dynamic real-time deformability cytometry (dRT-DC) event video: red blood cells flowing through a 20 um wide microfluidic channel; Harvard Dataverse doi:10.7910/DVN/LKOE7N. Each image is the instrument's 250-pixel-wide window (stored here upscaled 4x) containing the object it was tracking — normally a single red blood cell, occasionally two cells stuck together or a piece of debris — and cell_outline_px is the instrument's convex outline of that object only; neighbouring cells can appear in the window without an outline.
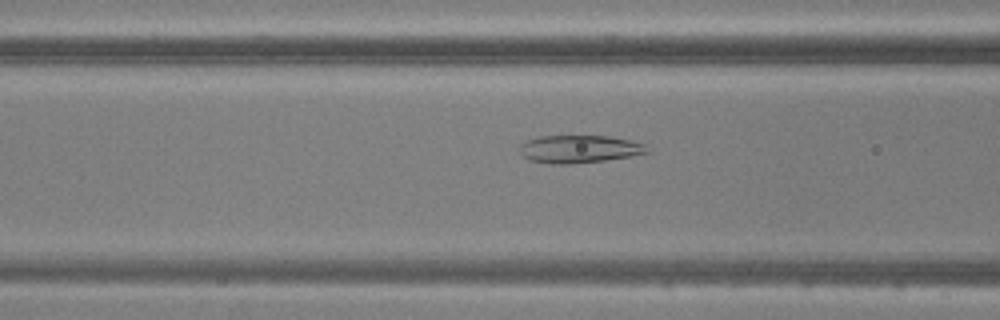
{"species": "common noctule bat (a hibernating species)", "species_latin": "Nyctalus noctula", "temperature_condition": "warm", "stored_images_in_passage": 43, "camera_frame_rate_fps": 3000, "um_per_image_px": 0.085, "animal": {"sex": "male", "body_mass_g": 20.5, "forearm_length_mm": 52.5}, "frame": {"image": 1, "passage_image": 13, "time_ms": 4.0, "image_size_px": [1000, 320], "cell_outline_px": [[648, 152], [632, 156], [604, 160], [568, 164], [552, 164], [528, 160], [520, 152], [520, 144], [528, 140], [540, 136], [608, 136], [628, 140], [644, 144]], "centroid_in_image_um": [49.19, 12.67], "position_along_channel_um": 117.4, "area_um2": 20.35}}
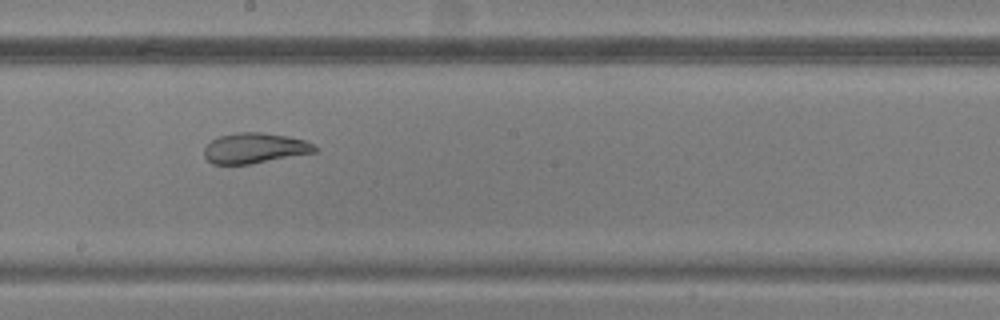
{"frame": {"image": 2, "passage_image": 21, "time_ms": 6.667, "image_size_px": [1000, 320], "cell_outline_px": [[316, 152], [248, 164], [212, 164], [204, 156], [204, 148], [212, 140], [220, 136], [236, 132], [260, 132], [284, 136], [304, 140], [312, 144], [316, 148]], "centroid_in_image_um": [21.61, 12.59], "position_along_channel_um": 226.6, "area_um2": 19.25}}
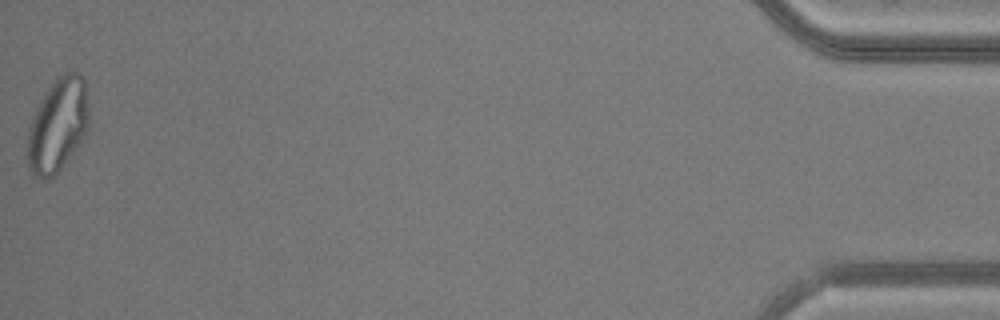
{"frame": {"image": 3, "passage_image": 43, "time_ms": 14.0, "image_size_px": [1000, 320], "cell_outline_px": [[88, 132], [80, 144], [56, 176], [32, 176], [28, 168], [28, 128], [32, 116], [36, 108], [48, 88], [56, 76], [64, 72], [80, 72], [84, 80], [88, 112]], "centroid_in_image_um": [4.92, 10.63], "position_along_channel_um": 430.3, "area_um2": 33.64}}